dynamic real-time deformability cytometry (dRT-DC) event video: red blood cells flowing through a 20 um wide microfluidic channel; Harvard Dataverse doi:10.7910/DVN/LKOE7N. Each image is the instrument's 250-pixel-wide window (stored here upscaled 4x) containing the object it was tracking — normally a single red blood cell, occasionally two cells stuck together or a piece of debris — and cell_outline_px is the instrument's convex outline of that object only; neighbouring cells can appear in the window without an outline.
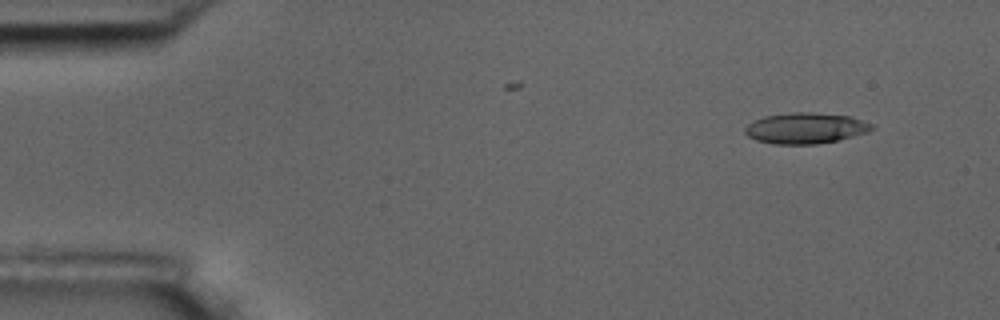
{"species": "common noctule bat (a hibernating species)", "species_latin": "Nyctalus noctula", "temperature_condition": "room temperature", "stored_images_in_passage": 2, "camera_frame_rate_fps": 3000, "um_per_image_px": 0.085, "animal": {"sex": "male", "body_mass_g": 17.5, "forearm_length_mm": 52.3}, "frame": {"image": 1, "passage_image": 2, "time_ms": 2.0, "image_size_px": [1000, 320], "cell_outline_px": [[876, 128], [868, 132], [836, 140], [816, 144], [772, 144], [756, 140], [748, 136], [744, 132], [744, 128], [752, 120], [764, 116], [792, 112], [812, 112], [852, 116], [872, 124]], "centroid_in_image_um": [68.45, 10.88], "position_along_channel_um": 16.5, "area_um2": 22.95}}